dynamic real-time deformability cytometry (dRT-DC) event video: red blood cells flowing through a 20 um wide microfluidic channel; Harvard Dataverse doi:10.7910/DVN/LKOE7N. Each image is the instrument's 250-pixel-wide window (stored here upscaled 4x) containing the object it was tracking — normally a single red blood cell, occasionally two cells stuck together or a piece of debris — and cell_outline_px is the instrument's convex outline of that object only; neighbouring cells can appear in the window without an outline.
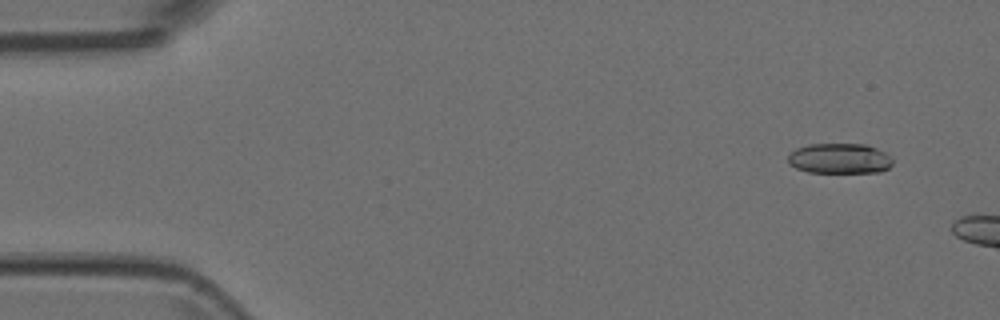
{"species": "Egyptian fruit bat (a non-hibernating species)", "species_latin": "Rousettus aegyptiacus", "temperature_condition": "room temperature", "stored_images_in_passage": 2, "segment_of_instrument_passage": [2, 2], "camera_frame_rate_fps": 3000, "um_per_image_px": 0.085, "animal": {"sex": "female"}, "frame": {"image": 1, "passage_image": 2, "time_ms": 0.333, "image_size_px": [1000, 320], "cell_outline_px": [[892, 164], [888, 168], [880, 172], [808, 172], [796, 168], [788, 164], [788, 156], [796, 148], [808, 144], [868, 144], [892, 156]], "centroid_in_image_um": [71.37, 13.47], "position_along_channel_um": 13.6, "area_um2": 18.55}}